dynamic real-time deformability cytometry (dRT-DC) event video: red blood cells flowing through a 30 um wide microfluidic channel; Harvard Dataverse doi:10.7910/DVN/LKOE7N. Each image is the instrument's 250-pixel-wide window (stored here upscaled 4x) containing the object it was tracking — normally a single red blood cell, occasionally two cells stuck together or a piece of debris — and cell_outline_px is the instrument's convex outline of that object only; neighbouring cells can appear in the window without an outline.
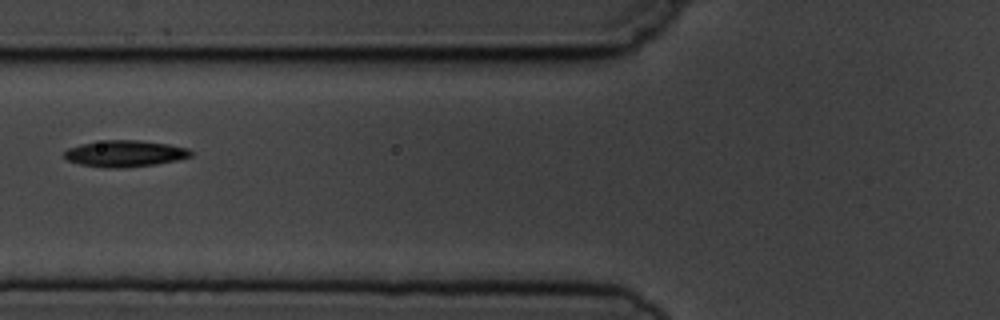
{"species": "common noctule bat (a hibernating species)", "species_latin": "Nyctalus noctula", "temperature_condition": "cold", "stored_images_in_passage": 6, "camera_frame_rate_fps": 3000, "um_per_image_px": 0.085, "animal": {"sex": "male", "body_mass_g": 19.5, "forearm_length_mm": 54.6}, "frame": {"image": 1, "passage_image": 2, "time_ms": 1.333, "image_size_px": [1000, 320], "cell_outline_px": [[192, 156], [176, 160], [156, 164], [120, 168], [104, 168], [80, 164], [68, 160], [64, 156], [64, 152], [68, 148], [80, 144], [104, 140], [140, 140], [168, 144], [188, 148], [192, 152]], "centroid_in_image_um": [10.61, 13.05], "position_along_channel_um": 115.2, "area_um2": 19.48}}
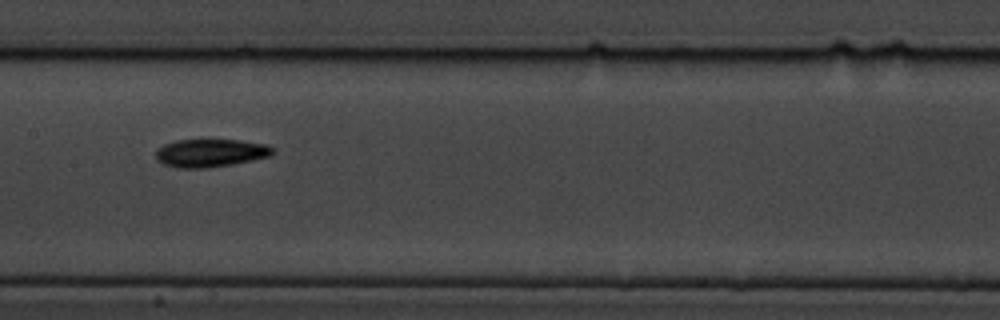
{"frame": {"image": 2, "passage_image": 4, "time_ms": 3.333, "image_size_px": [1000, 320], "cell_outline_px": [[276, 152], [272, 156], [232, 164], [204, 168], [176, 168], [164, 164], [156, 160], [156, 148], [164, 144], [176, 140], [208, 136], [240, 140], [268, 144], [276, 148]], "centroid_in_image_um": [17.92, 12.94], "position_along_channel_um": 189.5, "area_um2": 20.29}}
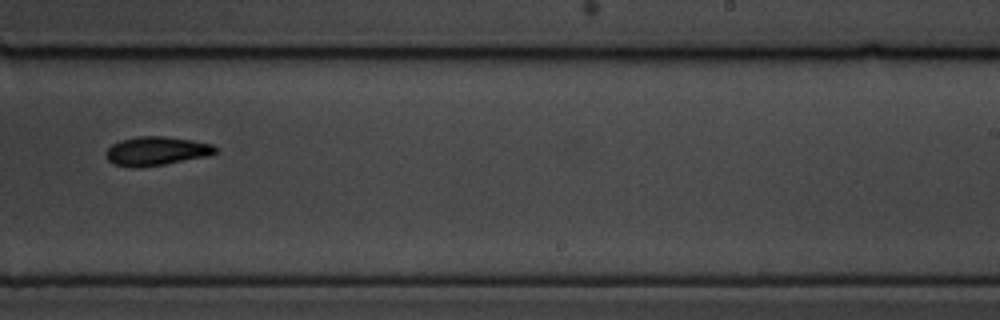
{"frame": {"image": 3, "passage_image": 6, "time_ms": 5.667, "image_size_px": [1000, 320], "cell_outline_px": [[216, 152], [208, 156], [164, 164], [132, 168], [116, 164], [108, 160], [104, 152], [112, 144], [120, 140], [140, 136], [164, 136], [192, 140], [212, 144], [216, 148]], "centroid_in_image_um": [13.27, 12.83], "position_along_channel_um": 275.7, "area_um2": 18.26}}